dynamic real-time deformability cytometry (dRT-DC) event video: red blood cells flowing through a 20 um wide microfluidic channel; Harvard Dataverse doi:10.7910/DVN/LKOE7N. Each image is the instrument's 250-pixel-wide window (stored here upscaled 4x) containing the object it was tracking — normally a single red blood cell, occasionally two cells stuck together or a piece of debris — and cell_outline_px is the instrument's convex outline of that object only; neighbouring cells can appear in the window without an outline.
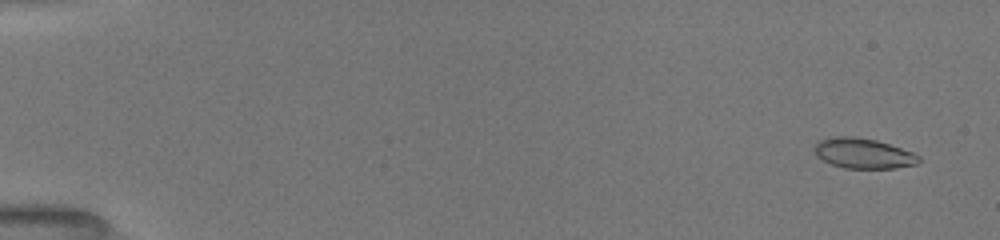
{"species": "common noctule bat (a hibernating species)", "species_latin": "Nyctalus noctula", "temperature_condition": "room temperature", "stored_images_in_passage": 31, "camera_frame_rate_fps": 3000, "um_per_image_px": 0.085, "animal": {"sex": "female", "body_mass_g": 19.5, "forearm_length_mm": 54.1}, "frame": {"image": 1, "passage_image": 4, "time_ms": 0.667, "image_size_px": [1000, 240], "cell_outline_px": [[920, 160], [916, 164], [896, 168], [844, 168], [832, 164], [816, 156], [812, 148], [820, 140], [832, 136], [852, 136], [876, 140], [912, 152], [920, 156]], "centroid_in_image_um": [73.35, 13.03], "position_along_channel_um": 11.7, "area_um2": 18.32}}
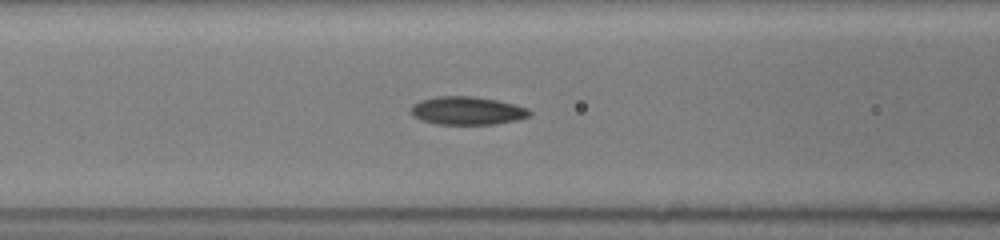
{"frame": {"image": 2, "passage_image": 23, "time_ms": 7.333, "image_size_px": [1000, 240], "cell_outline_px": [[532, 112], [528, 116], [516, 120], [496, 124], [436, 124], [420, 120], [412, 116], [412, 104], [420, 100], [436, 96], [472, 96], [496, 100], [528, 108]], "centroid_in_image_um": [39.68, 9.41], "position_along_channel_um": 126.9, "area_um2": 19.42}}
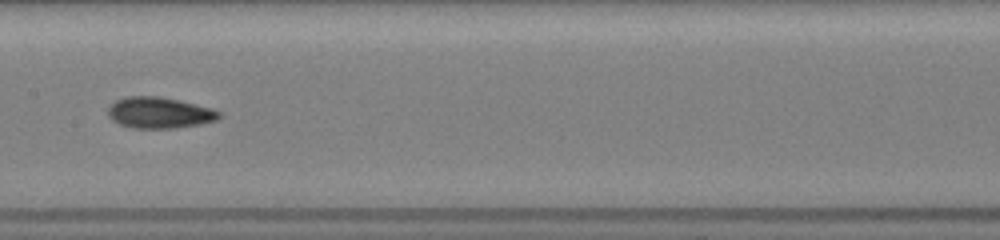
{"frame": {"image": 3, "passage_image": 30, "time_ms": 9.0, "image_size_px": [1000, 240], "cell_outline_px": [[220, 116], [216, 120], [200, 124], [176, 128], [132, 128], [120, 124], [112, 120], [108, 116], [108, 108], [116, 100], [124, 96], [160, 96], [180, 100], [212, 108], [220, 112]], "centroid_in_image_um": [13.53, 9.57], "position_along_channel_um": 193.9, "area_um2": 20.23}}